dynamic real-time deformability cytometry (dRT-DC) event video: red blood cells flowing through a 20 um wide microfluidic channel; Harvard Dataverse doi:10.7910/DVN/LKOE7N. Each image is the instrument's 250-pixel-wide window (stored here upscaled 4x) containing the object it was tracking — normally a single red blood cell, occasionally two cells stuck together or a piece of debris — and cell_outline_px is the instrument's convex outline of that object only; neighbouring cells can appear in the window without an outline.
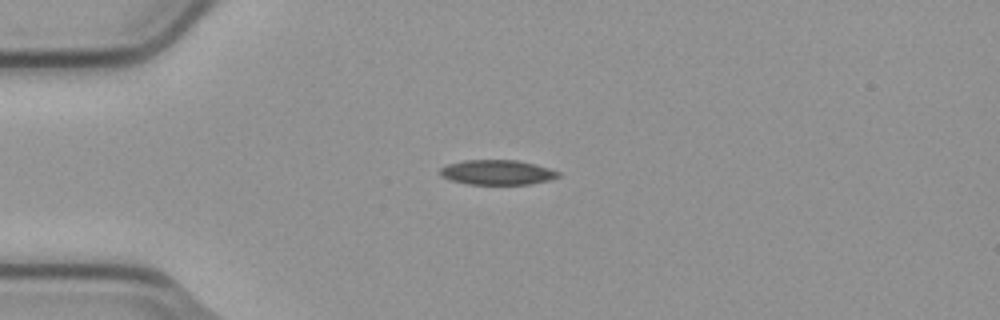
{"species": "common noctule bat (a hibernating species)", "species_latin": "Nyctalus noctula", "temperature_condition": "cold", "stored_images_in_passage": 3, "camera_frame_rate_fps": 3000, "um_per_image_px": 0.085, "animal": {"sex": "male", "body_mass_g": 23.1, "forearm_length_mm": 52.7}, "frame": {"image": 1, "passage_image": 1, "time_ms": 0.0, "image_size_px": [1000, 320], "cell_outline_px": [[560, 176], [548, 180], [532, 184], [468, 184], [452, 180], [440, 176], [440, 168], [448, 164], [464, 160], [516, 160], [536, 164], [560, 172]], "centroid_in_image_um": [42.26, 14.65], "position_along_channel_um": 42.7, "area_um2": 17.05}}